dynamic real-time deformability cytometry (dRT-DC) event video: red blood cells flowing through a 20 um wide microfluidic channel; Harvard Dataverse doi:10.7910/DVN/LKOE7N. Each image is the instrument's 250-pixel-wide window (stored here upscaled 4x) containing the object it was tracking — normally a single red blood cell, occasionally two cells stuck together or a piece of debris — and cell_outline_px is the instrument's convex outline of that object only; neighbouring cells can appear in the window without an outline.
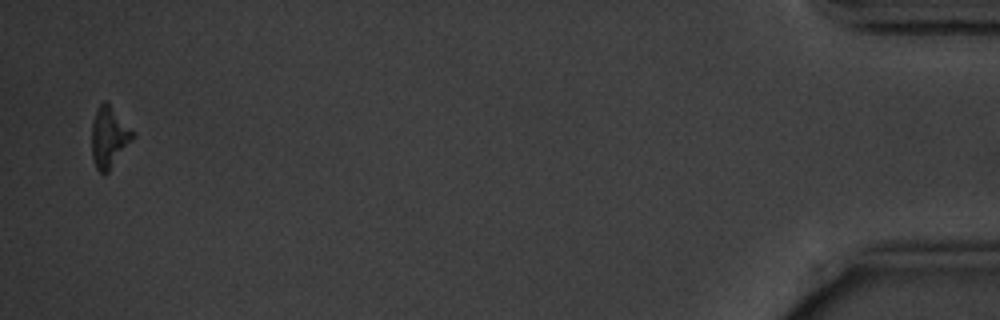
{"species": "common noctule bat (a hibernating species)", "species_latin": "Nyctalus noctula", "temperature_condition": "cold", "stored_images_in_passage": 13, "camera_frame_rate_fps": 3000, "um_per_image_px": 0.085, "animal": {"sex": "male", "body_mass_g": 20.1, "forearm_length_mm": 53.5}, "frame": {"image": 1, "passage_image": 13, "time_ms": 15.667, "image_size_px": [1000, 320], "cell_outline_px": [[136, 136], [108, 172], [104, 176], [96, 168], [92, 156], [92, 120], [96, 108], [104, 100], [108, 100], [136, 132]], "centroid_in_image_um": [9.3, 11.6], "position_along_channel_um": 425.9, "area_um2": 15.14}, "authors_computed_cell_mechanics": {"area_um2": 16.5308, "velocity_mm_per_s": 3.6067, "shape_relaxation_time_tau1_ms": 1.244, "shape_relaxation_time_tau2_ms": null, "deformation_change_tau1": 0.0465, "deformation_change_tau2": null}}